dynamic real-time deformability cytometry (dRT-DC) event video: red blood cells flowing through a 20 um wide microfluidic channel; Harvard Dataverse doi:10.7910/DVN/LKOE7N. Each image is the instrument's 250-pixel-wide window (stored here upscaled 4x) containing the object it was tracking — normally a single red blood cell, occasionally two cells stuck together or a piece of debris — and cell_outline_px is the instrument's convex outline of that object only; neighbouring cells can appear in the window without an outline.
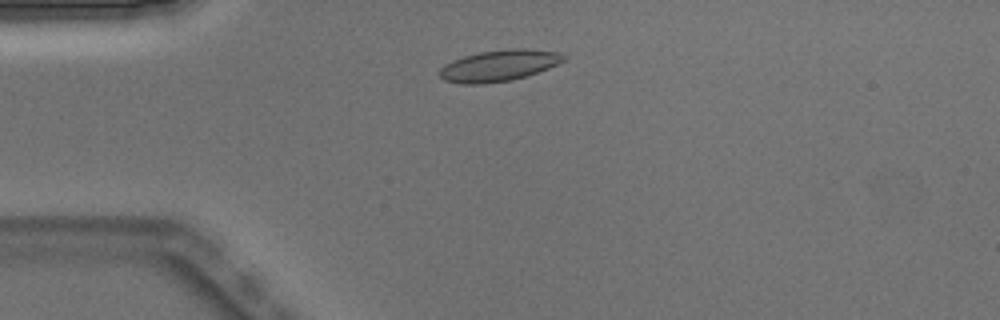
{"species": "Egyptian fruit bat (a non-hibernating species)", "species_latin": "Rousettus aegyptiacus", "temperature_condition": "warm", "stored_images_in_passage": 5, "camera_frame_rate_fps": 3000, "um_per_image_px": 0.085, "animal": {"sex": "male"}, "frame": {"image": 1, "passage_image": 2, "time_ms": 0.333, "image_size_px": [1000, 320], "cell_outline_px": [[564, 60], [548, 68], [512, 80], [480, 84], [464, 84], [444, 80], [440, 76], [440, 68], [444, 64], [452, 60], [464, 56], [480, 52], [512, 48], [528, 48], [560, 52], [564, 56]], "centroid_in_image_um": [42.39, 5.56], "position_along_channel_um": 42.6, "area_um2": 22.43}}